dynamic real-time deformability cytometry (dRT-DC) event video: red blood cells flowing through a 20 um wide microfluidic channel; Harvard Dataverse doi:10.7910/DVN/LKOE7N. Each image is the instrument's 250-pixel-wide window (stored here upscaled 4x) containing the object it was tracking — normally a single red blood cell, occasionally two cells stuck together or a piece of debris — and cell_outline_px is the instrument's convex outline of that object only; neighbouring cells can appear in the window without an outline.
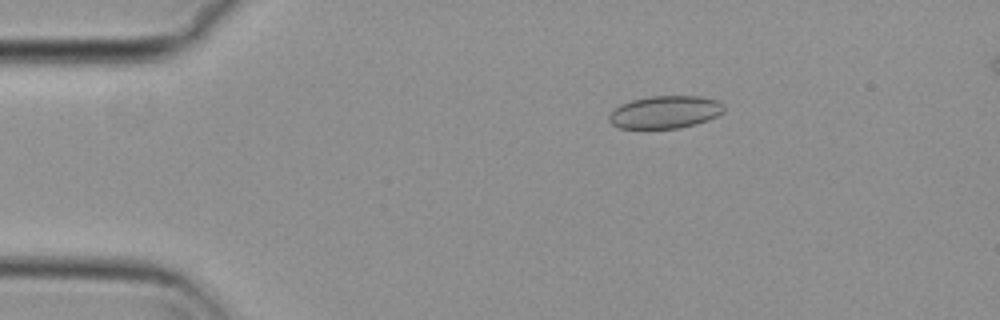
{"species": "common noctule bat (a hibernating species)", "species_latin": "Nyctalus noctula", "temperature_condition": "cold", "stored_images_in_passage": 56, "camera_frame_rate_fps": 3000, "um_per_image_px": 0.085, "animal": {"sex": "female", "body_mass_g": 29.2, "forearm_length_mm": 56.3}, "frame": {"image": 1, "passage_image": 10, "time_ms": 3.0, "image_size_px": [1000, 320], "cell_outline_px": [[724, 112], [708, 120], [696, 124], [680, 128], [620, 128], [612, 124], [608, 120], [608, 116], [620, 104], [632, 100], [652, 96], [700, 96], [720, 100], [724, 104]], "centroid_in_image_um": [56.57, 9.52], "position_along_channel_um": 28.4, "area_um2": 21.91}}
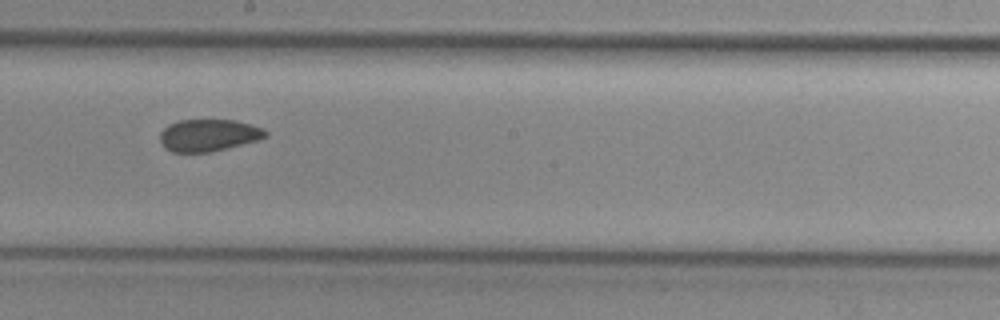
{"frame": {"image": 2, "passage_image": 31, "time_ms": 10.0, "image_size_px": [1000, 320], "cell_outline_px": [[268, 136], [260, 140], [212, 152], [172, 152], [164, 148], [160, 140], [160, 132], [168, 124], [180, 120], [236, 120], [264, 128], [268, 132]], "centroid_in_image_um": [17.75, 11.5], "position_along_channel_um": 230.4, "area_um2": 20.0}}
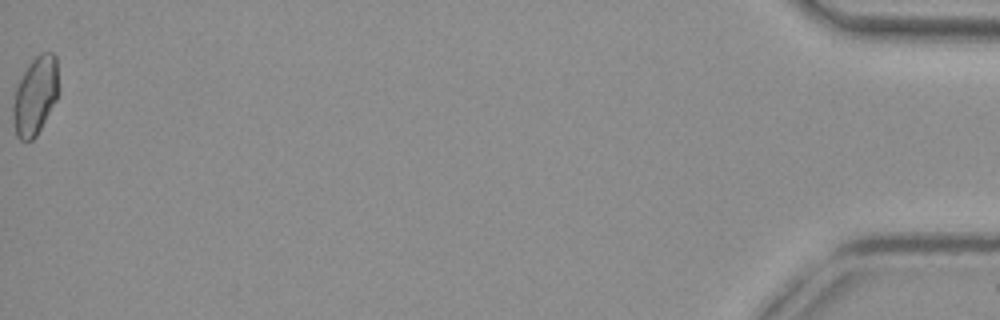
{"frame": {"image": 3, "passage_image": 56, "time_ms": 18.333, "image_size_px": [1000, 320], "cell_outline_px": [[60, 92], [56, 100], [36, 136], [32, 140], [20, 140], [16, 136], [12, 120], [12, 104], [16, 88], [28, 64], [40, 52], [52, 52], [56, 56]], "centroid_in_image_um": [3.01, 8.13], "position_along_channel_um": 432.2, "area_um2": 21.04}, "authors_computed_cell_mechanics": {"area_um2": 20.6635, "velocity_mm_per_s": 3.7046, "shape_relaxation_time_tau1_ms": null, "shape_relaxation_time_tau2_ms": 4.1327, "deformation_change_tau1": null, "deformation_change_tau2": 0.0624}}